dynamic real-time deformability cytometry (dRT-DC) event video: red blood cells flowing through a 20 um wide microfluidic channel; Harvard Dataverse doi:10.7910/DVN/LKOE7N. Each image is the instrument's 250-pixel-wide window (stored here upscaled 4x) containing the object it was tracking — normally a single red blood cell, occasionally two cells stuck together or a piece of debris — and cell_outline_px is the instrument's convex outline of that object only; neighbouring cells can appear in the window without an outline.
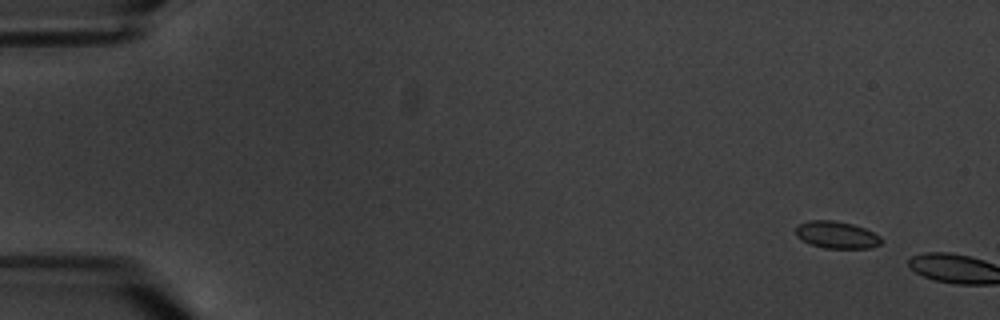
{"species": "common noctule bat (a hibernating species)", "species_latin": "Nyctalus noctula", "temperature_condition": "warm", "stored_images_in_passage": 2, "camera_frame_rate_fps": 3000, "um_per_image_px": 0.085, "animal": {"sex": "male", "body_mass_g": 20.1, "forearm_length_mm": 53.5}, "frame": {"image": 1, "passage_image": 1, "time_ms": 0.0, "image_size_px": [1000, 320], "cell_outline_px": [[884, 240], [880, 244], [872, 248], [824, 248], [812, 244], [796, 236], [796, 228], [800, 224], [808, 220], [836, 220], [852, 224], [864, 228], [880, 236]], "centroid_in_image_um": [71.15, 19.96], "position_along_channel_um": 13.9, "area_um2": 13.47}}